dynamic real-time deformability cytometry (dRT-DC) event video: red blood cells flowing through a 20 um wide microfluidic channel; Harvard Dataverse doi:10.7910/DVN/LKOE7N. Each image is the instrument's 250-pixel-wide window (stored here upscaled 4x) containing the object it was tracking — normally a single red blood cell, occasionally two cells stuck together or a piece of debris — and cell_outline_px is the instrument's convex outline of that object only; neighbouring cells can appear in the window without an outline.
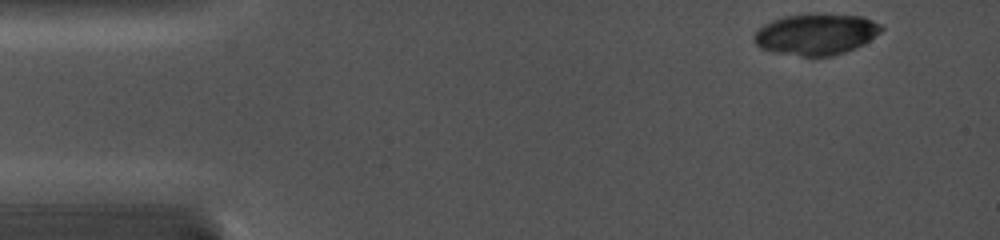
{"species": "common noctule bat (a hibernating species)", "species_latin": "Nyctalus noctula", "temperature_condition": "cold", "stored_images_in_passage": 4, "camera_frame_rate_fps": 5000, "um_per_image_px": 0.085, "animal": {"sex": "female", "body_mass_g": 19.0, "forearm_length_mm": 56.7}, "frame": {"image": 1, "passage_image": 1, "time_ms": 0.0, "image_size_px": [1000, 240], "cell_outline_px": [[884, 28], [880, 32], [864, 44], [856, 48], [832, 56], [800, 56], [776, 52], [760, 48], [756, 44], [752, 36], [764, 24], [772, 20], [784, 16], [864, 16], [880, 24]], "centroid_in_image_um": [69.36, 2.95], "position_along_channel_um": 15.6, "area_um2": 29.77}}